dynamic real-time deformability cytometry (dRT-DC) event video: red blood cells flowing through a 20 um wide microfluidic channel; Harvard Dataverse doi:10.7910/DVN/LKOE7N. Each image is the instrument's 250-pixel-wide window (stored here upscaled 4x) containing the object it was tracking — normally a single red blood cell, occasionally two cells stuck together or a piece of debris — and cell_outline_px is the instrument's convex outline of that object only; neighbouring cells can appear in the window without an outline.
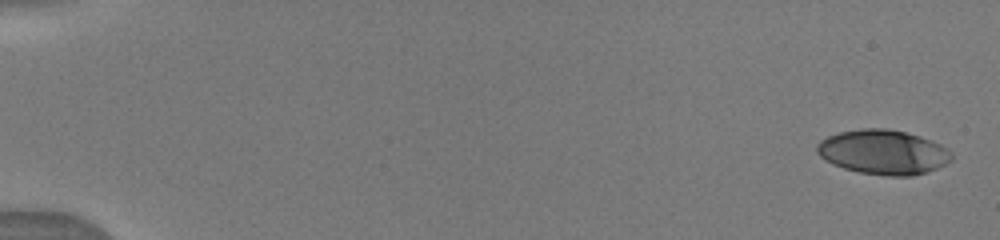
{"species": "human", "species_latin": "Homo sapiens", "temperature_condition": "warm", "stored_images_in_passage": 12, "camera_frame_rate_fps": 3000, "um_per_image_px": 0.085, "donor": {"sex": "male"}, "frame": {"image": 1, "passage_image": 1, "time_ms": 0.0, "image_size_px": [1000, 240], "cell_outline_px": [[952, 160], [928, 172], [912, 176], [888, 176], [860, 172], [844, 168], [832, 164], [824, 160], [816, 152], [816, 144], [820, 140], [828, 136], [840, 132], [860, 128], [888, 128], [920, 136], [940, 144], [948, 148], [952, 152]], "centroid_in_image_um": [75.06, 12.93], "position_along_channel_um": 9.9, "area_um2": 35.14}}
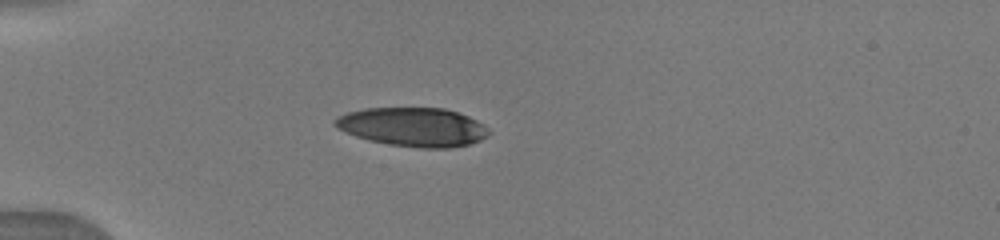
{"frame": {"image": 2, "passage_image": 10, "time_ms": 4.667, "image_size_px": [1000, 240], "cell_outline_px": [[492, 132], [488, 136], [480, 140], [468, 144], [452, 148], [420, 148], [388, 144], [368, 140], [356, 136], [332, 124], [332, 120], [336, 116], [348, 112], [364, 108], [444, 108], [468, 116], [484, 124]], "centroid_in_image_um": [35.12, 10.79], "position_along_channel_um": 49.9, "area_um2": 34.91}}
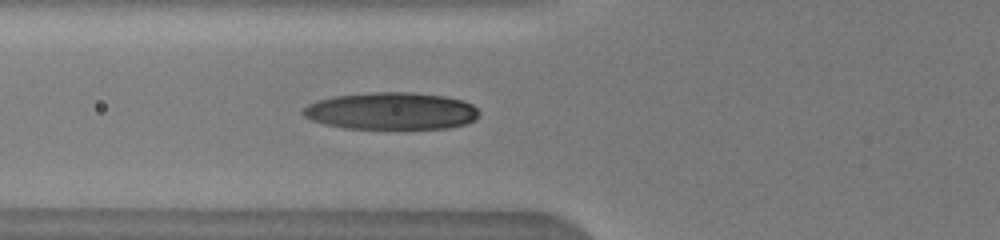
{"frame": {"image": 3, "passage_image": 12, "time_ms": 6.333, "image_size_px": [1000, 240], "cell_outline_px": [[480, 116], [476, 120], [464, 124], [448, 128], [344, 128], [324, 124], [312, 120], [304, 116], [300, 112], [308, 104], [316, 100], [336, 96], [372, 92], [412, 92], [444, 96], [460, 100], [472, 104], [480, 112]], "centroid_in_image_um": [33.26, 9.43], "position_along_channel_um": 92.5, "area_um2": 38.15}}